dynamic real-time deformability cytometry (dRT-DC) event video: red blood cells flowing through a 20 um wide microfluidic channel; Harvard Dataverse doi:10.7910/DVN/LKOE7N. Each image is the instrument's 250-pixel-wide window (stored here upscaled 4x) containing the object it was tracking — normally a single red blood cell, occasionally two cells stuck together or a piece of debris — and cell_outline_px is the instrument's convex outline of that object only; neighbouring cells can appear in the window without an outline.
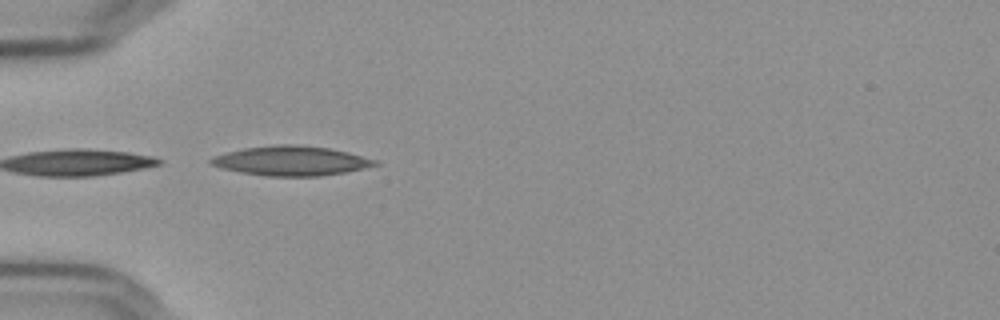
{"species": "Egyptian fruit bat (a non-hibernating species)", "species_latin": "Rousettus aegyptiacus", "temperature_condition": "cold", "stored_images_in_passage": 26, "camera_frame_rate_fps": 3000, "um_per_image_px": 0.085, "frame": {"image": 1, "passage_image": 1, "time_ms": 0.0, "image_size_px": [1000, 320], "cell_outline_px": [[380, 164], [364, 168], [344, 172], [320, 176], [264, 176], [240, 172], [220, 168], [208, 164], [208, 160], [212, 156], [244, 148], [280, 144], [296, 144], [328, 148], [348, 152], [380, 160]], "centroid_in_image_um": [24.74, 13.67], "position_along_channel_um": 60.3, "area_um2": 28.44}}